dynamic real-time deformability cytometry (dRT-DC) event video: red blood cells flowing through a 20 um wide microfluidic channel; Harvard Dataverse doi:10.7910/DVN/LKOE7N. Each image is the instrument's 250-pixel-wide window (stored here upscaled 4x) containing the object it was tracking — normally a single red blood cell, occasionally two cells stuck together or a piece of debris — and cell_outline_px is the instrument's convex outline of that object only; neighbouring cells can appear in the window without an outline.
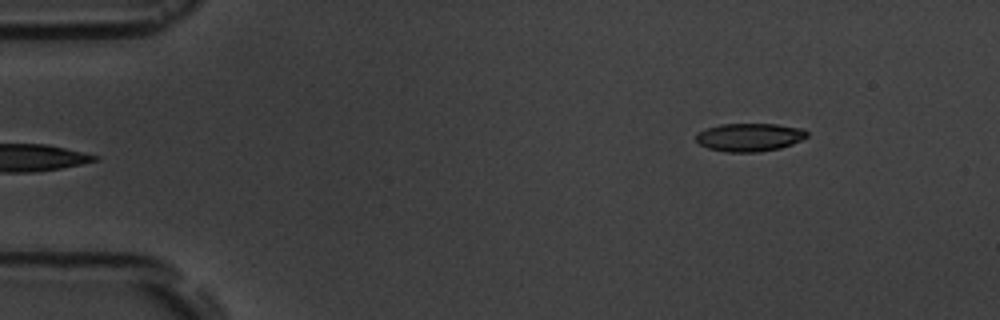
{"species": "common noctule bat (a hibernating species)", "species_latin": "Nyctalus noctula", "temperature_condition": "room temperature", "stored_images_in_passage": 5, "segment_of_instrument_passage": [2, 2], "camera_frame_rate_fps": 3000, "um_per_image_px": 0.085, "animal": {"sex": "male", "body_mass_g": 19.5, "forearm_length_mm": 54.6}, "frame": {"image": 1, "passage_image": 5, "time_ms": 4.667, "image_size_px": [1000, 320], "cell_outline_px": [[808, 136], [792, 144], [780, 148], [756, 152], [724, 152], [708, 148], [700, 144], [696, 140], [696, 136], [700, 132], [708, 128], [720, 124], [776, 124], [804, 128], [808, 132]], "centroid_in_image_um": [63.74, 11.66], "position_along_channel_um": 21.3, "area_um2": 18.15}}